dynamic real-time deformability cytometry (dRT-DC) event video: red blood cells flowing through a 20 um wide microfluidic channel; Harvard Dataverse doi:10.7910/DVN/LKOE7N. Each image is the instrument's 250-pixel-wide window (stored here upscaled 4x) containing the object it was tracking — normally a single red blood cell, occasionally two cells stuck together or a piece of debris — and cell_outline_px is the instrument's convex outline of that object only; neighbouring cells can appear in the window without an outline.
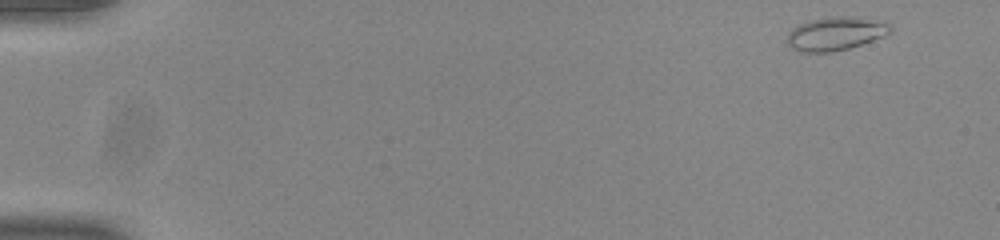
{"species": "common noctule bat (a hibernating species)", "species_latin": "Nyctalus noctula", "temperature_condition": "room temperature", "stored_images_in_passage": 51, "camera_frame_rate_fps": 3000, "um_per_image_px": 0.085, "animal": {"sex": "male", "body_mass_g": 20.0, "forearm_length_mm": 53.3}, "frame": {"image": 1, "passage_image": 1, "time_ms": 0.0, "image_size_px": [1000, 240], "cell_outline_px": [[892, 32], [884, 36], [848, 48], [832, 52], [800, 52], [792, 48], [784, 40], [792, 28], [800, 24], [812, 20], [828, 16], [848, 16], [888, 24], [892, 28]], "centroid_in_image_um": [70.95, 2.87], "position_along_channel_um": 14.1, "area_um2": 19.83}}
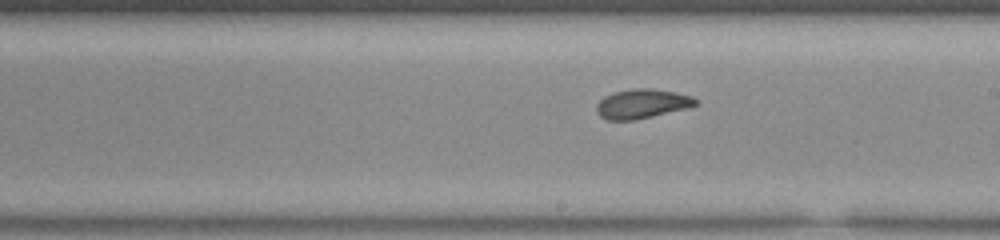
{"frame": {"image": 2, "passage_image": 29, "time_ms": 9.333, "image_size_px": [1000, 240], "cell_outline_px": [[700, 100], [696, 104], [688, 108], [652, 116], [632, 120], [608, 120], [600, 116], [596, 112], [596, 104], [604, 96], [612, 92], [632, 88], [652, 88], [676, 92], [692, 96]], "centroid_in_image_um": [54.57, 8.8], "position_along_channel_um": 234.4, "area_um2": 17.11}}
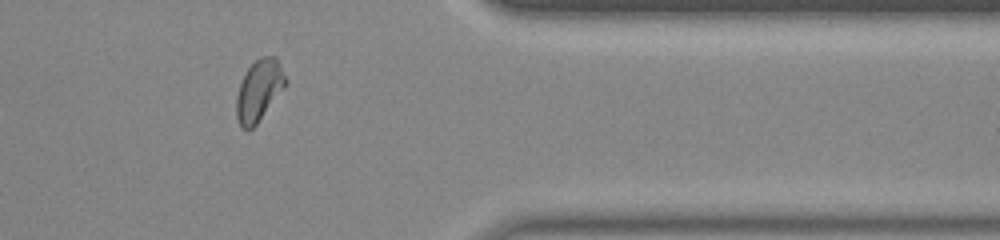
{"frame": {"image": 3, "passage_image": 42, "time_ms": 13.667, "image_size_px": [1000, 240], "cell_outline_px": [[288, 84], [256, 124], [248, 132], [240, 124], [236, 116], [236, 96], [240, 84], [248, 68], [260, 56], [276, 56], [288, 80]], "centroid_in_image_um": [22.04, 7.67], "position_along_channel_um": 389.4, "area_um2": 17.57}, "authors_computed_cell_mechanics": {"area_um2": 17.3978, "velocity_mm_per_s": 3.8933, "shape_relaxation_time_tau1_ms": 8.3032, "shape_relaxation_time_tau2_ms": 1.14, "deformation_change_tau1": 0.1966, "deformation_change_tau2": 0.073}}